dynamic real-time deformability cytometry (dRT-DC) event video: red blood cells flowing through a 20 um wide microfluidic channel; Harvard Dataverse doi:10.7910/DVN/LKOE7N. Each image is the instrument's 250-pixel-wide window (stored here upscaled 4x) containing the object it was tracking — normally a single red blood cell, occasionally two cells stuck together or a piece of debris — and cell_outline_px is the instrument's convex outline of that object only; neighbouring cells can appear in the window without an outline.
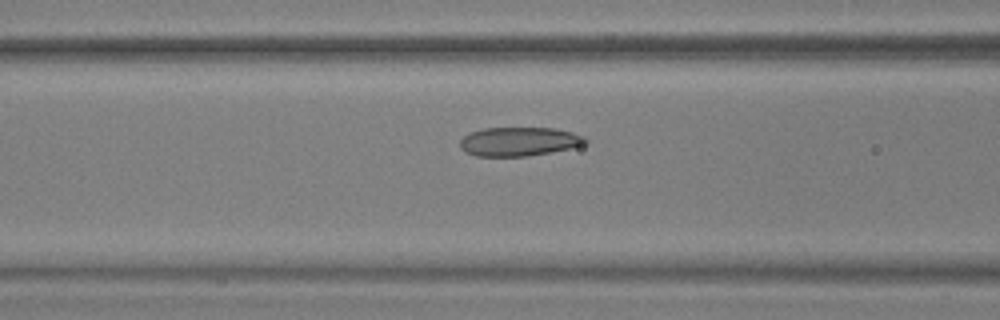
{"species": "common noctule bat (a hibernating species)", "species_latin": "Nyctalus noctula", "temperature_condition": "warm", "stored_images_in_passage": 51, "camera_frame_rate_fps": 3000, "um_per_image_px": 0.085, "animal": {"sex": "male", "body_mass_g": 17.9, "forearm_length_mm": 54.2}, "frame": {"image": 1, "passage_image": 18, "time_ms": 5.667, "image_size_px": [1000, 320], "cell_outline_px": [[588, 144], [528, 156], [476, 156], [464, 152], [460, 148], [460, 140], [464, 136], [472, 132], [484, 128], [552, 128], [572, 132], [584, 136], [588, 140]], "centroid_in_image_um": [44.11, 12.03], "position_along_channel_um": 122.5, "area_um2": 21.04}}
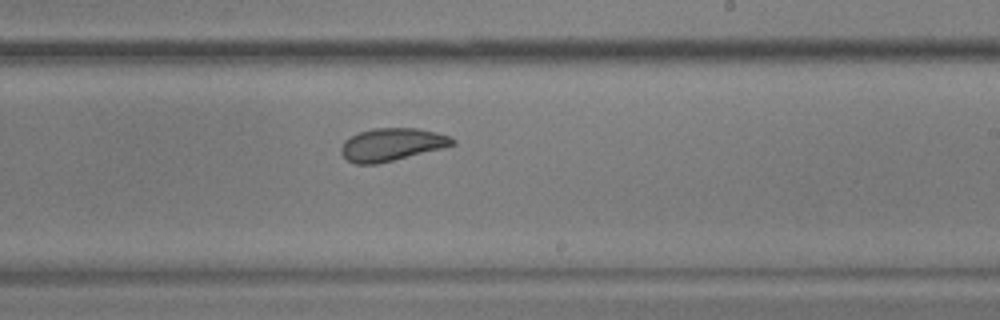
{"frame": {"image": 2, "passage_image": 29, "time_ms": 9.333, "image_size_px": [1000, 320], "cell_outline_px": [[456, 144], [444, 148], [376, 164], [356, 164], [348, 160], [340, 152], [340, 148], [344, 140], [360, 132], [372, 128], [416, 128], [436, 132], [448, 136], [456, 140]], "centroid_in_image_um": [33.31, 12.28], "position_along_channel_um": 255.7, "area_um2": 21.15}}
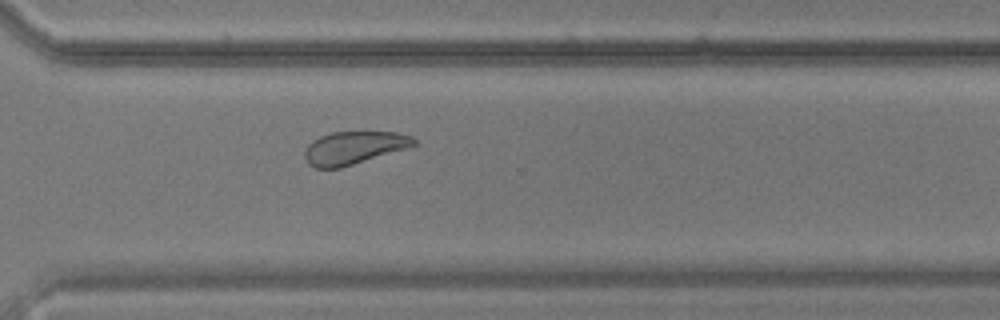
{"frame": {"image": 3, "passage_image": 36, "time_ms": 11.667, "image_size_px": [1000, 320], "cell_outline_px": [[416, 144], [404, 148], [340, 168], [316, 168], [308, 164], [304, 156], [304, 152], [308, 144], [312, 140], [320, 136], [332, 132], [396, 132], [412, 136], [416, 140]], "centroid_in_image_um": [30.02, 12.55], "position_along_channel_um": 340.6, "area_um2": 20.58}, "authors_computed_cell_mechanics": {"area_um2": 22.7732, "velocity_mm_per_s": 3.6358, "shape_relaxation_time_tau1_ms": 5.6928, "shape_relaxation_time_tau2_ms": 2.131, "deformation_change_tau1": 0.1297, "deformation_change_tau2": 0.0727}}